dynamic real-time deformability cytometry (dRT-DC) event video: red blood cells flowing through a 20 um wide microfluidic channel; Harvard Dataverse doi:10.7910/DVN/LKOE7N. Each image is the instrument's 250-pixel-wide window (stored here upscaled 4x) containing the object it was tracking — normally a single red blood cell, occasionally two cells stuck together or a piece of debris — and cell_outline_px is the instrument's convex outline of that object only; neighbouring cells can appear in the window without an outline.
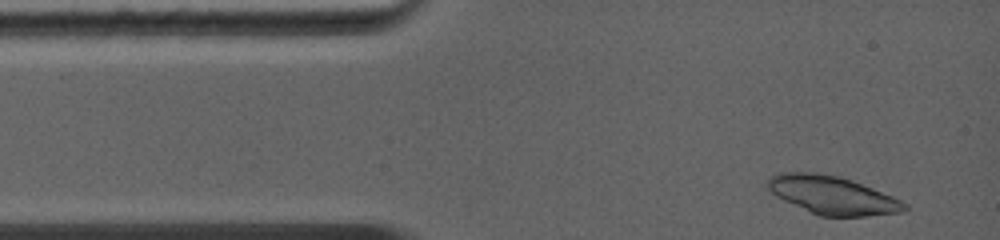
{"species": "common noctule bat (a hibernating species)", "species_latin": "Nyctalus noctula", "temperature_condition": "warm", "stored_images_in_passage": 6, "camera_frame_rate_fps": 5000, "um_per_image_px": 0.085, "animal": {"sex": "female", "body_mass_g": 19.0, "forearm_length_mm": 56.7}, "frame": {"image": 1, "passage_image": 2, "time_ms": 0.2, "image_size_px": [1000, 240], "cell_outline_px": [[908, 208], [904, 212], [864, 216], [820, 216], [784, 200], [776, 196], [764, 184], [772, 176], [780, 172], [816, 172], [840, 176], [852, 180], [892, 196], [908, 204]], "centroid_in_image_um": [70.76, 16.58], "position_along_channel_um": 14.2, "area_um2": 30.35}}